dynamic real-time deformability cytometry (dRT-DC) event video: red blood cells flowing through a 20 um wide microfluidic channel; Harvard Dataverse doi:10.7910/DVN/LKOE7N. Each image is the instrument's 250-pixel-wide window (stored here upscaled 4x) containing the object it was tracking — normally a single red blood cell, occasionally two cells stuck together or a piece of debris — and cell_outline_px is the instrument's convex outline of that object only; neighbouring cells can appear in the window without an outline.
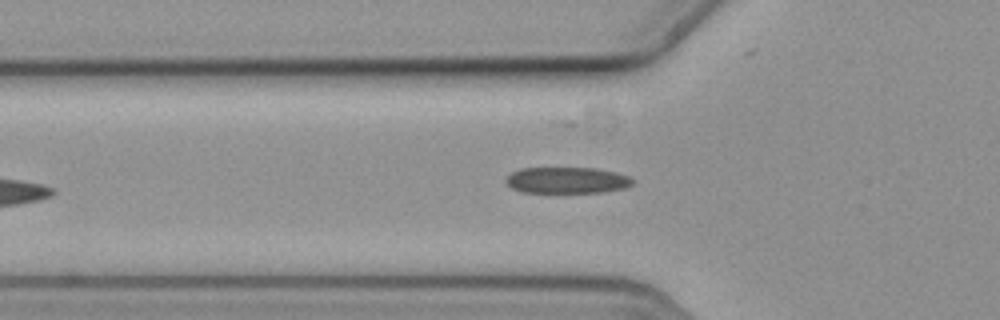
{"species": "common noctule bat (a hibernating species)", "species_latin": "Nyctalus noctula", "temperature_condition": "cold", "stored_images_in_passage": 3, "camera_frame_rate_fps": 3000, "um_per_image_px": 0.085, "animal": {"sex": "female", "body_mass_g": 19.3, "forearm_length_mm": 54.1}, "frame": {"image": 1, "passage_image": 3, "time_ms": 0.667, "image_size_px": [1000, 320], "cell_outline_px": [[632, 184], [624, 188], [604, 192], [520, 192], [512, 188], [504, 180], [512, 172], [520, 168], [596, 168], [616, 172], [628, 176], [632, 180]], "centroid_in_image_um": [48.17, 15.32], "position_along_channel_um": 77.6, "area_um2": 19.31}}